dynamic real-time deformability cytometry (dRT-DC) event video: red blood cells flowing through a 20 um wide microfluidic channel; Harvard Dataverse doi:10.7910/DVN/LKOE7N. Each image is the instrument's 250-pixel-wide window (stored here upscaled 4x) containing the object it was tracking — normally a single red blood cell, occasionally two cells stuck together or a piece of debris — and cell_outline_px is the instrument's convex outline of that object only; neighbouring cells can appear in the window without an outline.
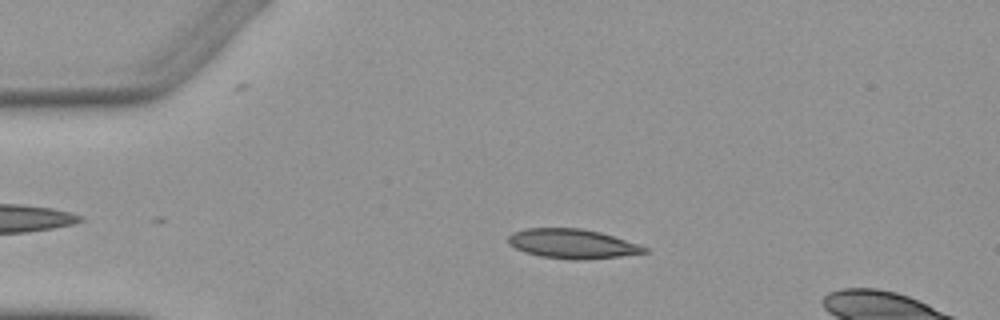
{"species": "Egyptian fruit bat (a non-hibernating species)", "species_latin": "Rousettus aegyptiacus", "temperature_condition": "warm", "stored_images_in_passage": 5, "camera_frame_rate_fps": 3000, "um_per_image_px": 0.085, "animal": {"sex": "female"}, "frame": {"image": 1, "passage_image": 3, "time_ms": 2.333, "image_size_px": [1000, 320], "cell_outline_px": [[648, 252], [620, 256], [584, 260], [576, 260], [540, 256], [524, 252], [508, 244], [508, 236], [512, 232], [524, 228], [580, 228], [600, 232], [640, 244], [648, 248]], "centroid_in_image_um": [48.64, 20.71], "position_along_channel_um": 36.4, "area_um2": 23.47}}